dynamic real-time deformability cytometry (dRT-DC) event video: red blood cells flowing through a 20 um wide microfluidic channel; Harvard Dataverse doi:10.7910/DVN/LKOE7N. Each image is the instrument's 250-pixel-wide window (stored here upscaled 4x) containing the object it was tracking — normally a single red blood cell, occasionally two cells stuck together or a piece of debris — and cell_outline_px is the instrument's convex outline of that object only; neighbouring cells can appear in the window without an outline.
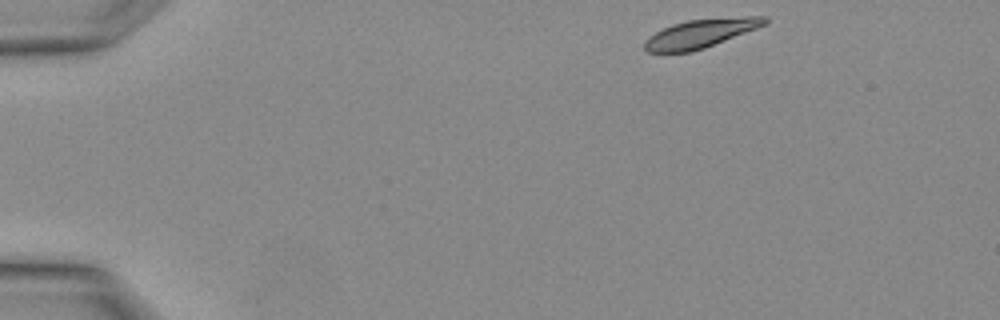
{"species": "Egyptian fruit bat (a non-hibernating species)", "species_latin": "Rousettus aegyptiacus", "temperature_condition": "warm", "stored_images_in_passage": 2, "segment_of_instrument_passage": [1, 2], "camera_frame_rate_fps": 3000, "um_per_image_px": 0.085, "animal": {"sex": "female"}, "frame": {"image": 1, "passage_image": 1, "time_ms": 0.0, "image_size_px": [1000, 320], "cell_outline_px": [[768, 20], [764, 24], [756, 28], [704, 48], [692, 52], [648, 52], [644, 48], [644, 40], [648, 36], [672, 24], [688, 20], [744, 16], [768, 16]], "centroid_in_image_um": [59.51, 2.84], "position_along_channel_um": 25.5, "area_um2": 19.83}}